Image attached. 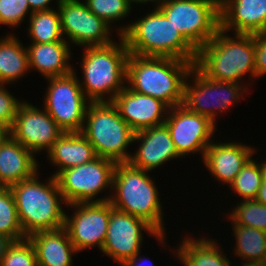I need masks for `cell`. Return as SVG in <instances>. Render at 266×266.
I'll return each mask as SVG.
<instances>
[{"mask_svg":"<svg viewBox=\"0 0 266 266\" xmlns=\"http://www.w3.org/2000/svg\"><path fill=\"white\" fill-rule=\"evenodd\" d=\"M195 62L129 54L126 81L131 90L161 100L169 108L183 104L186 78Z\"/></svg>","mask_w":266,"mask_h":266,"instance_id":"6da1fadb","label":"cell"},{"mask_svg":"<svg viewBox=\"0 0 266 266\" xmlns=\"http://www.w3.org/2000/svg\"><path fill=\"white\" fill-rule=\"evenodd\" d=\"M227 36L226 31L219 28L215 36L197 51L194 66L215 81L239 83L248 72L256 77L255 35L236 33L235 39Z\"/></svg>","mask_w":266,"mask_h":266,"instance_id":"7a4b0ae2","label":"cell"},{"mask_svg":"<svg viewBox=\"0 0 266 266\" xmlns=\"http://www.w3.org/2000/svg\"><path fill=\"white\" fill-rule=\"evenodd\" d=\"M129 54L195 62L197 50L158 9L119 30Z\"/></svg>","mask_w":266,"mask_h":266,"instance_id":"3957f363","label":"cell"},{"mask_svg":"<svg viewBox=\"0 0 266 266\" xmlns=\"http://www.w3.org/2000/svg\"><path fill=\"white\" fill-rule=\"evenodd\" d=\"M36 175L38 173L10 187L26 237L38 231L63 228L66 216L60 204L65 200L56 178L52 175L48 183L43 184Z\"/></svg>","mask_w":266,"mask_h":266,"instance_id":"277c9868","label":"cell"},{"mask_svg":"<svg viewBox=\"0 0 266 266\" xmlns=\"http://www.w3.org/2000/svg\"><path fill=\"white\" fill-rule=\"evenodd\" d=\"M120 40L118 46L113 42L85 48L82 59L84 85L80 83V86L89 102H111L126 87L123 82L127 77L129 50L122 36ZM105 94H109L108 100L104 99Z\"/></svg>","mask_w":266,"mask_h":266,"instance_id":"5b68a950","label":"cell"},{"mask_svg":"<svg viewBox=\"0 0 266 266\" xmlns=\"http://www.w3.org/2000/svg\"><path fill=\"white\" fill-rule=\"evenodd\" d=\"M147 173L129 163H117L112 184L116 194L109 202L113 208L143 219L158 234H164L159 193Z\"/></svg>","mask_w":266,"mask_h":266,"instance_id":"8992f818","label":"cell"},{"mask_svg":"<svg viewBox=\"0 0 266 266\" xmlns=\"http://www.w3.org/2000/svg\"><path fill=\"white\" fill-rule=\"evenodd\" d=\"M81 133L97 156L116 163H128L132 155L126 149L133 142L134 131L121 118L112 102H88Z\"/></svg>","mask_w":266,"mask_h":266,"instance_id":"52a82bcc","label":"cell"},{"mask_svg":"<svg viewBox=\"0 0 266 266\" xmlns=\"http://www.w3.org/2000/svg\"><path fill=\"white\" fill-rule=\"evenodd\" d=\"M158 9L197 51L220 28V0H167Z\"/></svg>","mask_w":266,"mask_h":266,"instance_id":"ba28073f","label":"cell"},{"mask_svg":"<svg viewBox=\"0 0 266 266\" xmlns=\"http://www.w3.org/2000/svg\"><path fill=\"white\" fill-rule=\"evenodd\" d=\"M116 162L97 156L92 161L60 171L56 176L65 203L107 202L108 198L93 200L107 187L112 188Z\"/></svg>","mask_w":266,"mask_h":266,"instance_id":"9c48e42d","label":"cell"},{"mask_svg":"<svg viewBox=\"0 0 266 266\" xmlns=\"http://www.w3.org/2000/svg\"><path fill=\"white\" fill-rule=\"evenodd\" d=\"M50 82L45 99V111L63 132H81L89 99L85 97L76 74L47 78Z\"/></svg>","mask_w":266,"mask_h":266,"instance_id":"30bf717a","label":"cell"},{"mask_svg":"<svg viewBox=\"0 0 266 266\" xmlns=\"http://www.w3.org/2000/svg\"><path fill=\"white\" fill-rule=\"evenodd\" d=\"M190 76H194L195 84L191 86L186 80L182 105L194 113L208 117L213 123L216 119V109L221 112L227 110L242 97L239 83L209 79L195 66L190 71Z\"/></svg>","mask_w":266,"mask_h":266,"instance_id":"8fae6325","label":"cell"},{"mask_svg":"<svg viewBox=\"0 0 266 266\" xmlns=\"http://www.w3.org/2000/svg\"><path fill=\"white\" fill-rule=\"evenodd\" d=\"M62 34L76 45L86 47L106 46L113 43L109 38V25L92 13L79 0H61L58 4Z\"/></svg>","mask_w":266,"mask_h":266,"instance_id":"7c38bea8","label":"cell"},{"mask_svg":"<svg viewBox=\"0 0 266 266\" xmlns=\"http://www.w3.org/2000/svg\"><path fill=\"white\" fill-rule=\"evenodd\" d=\"M142 229L163 243L164 234H158L146 221L113 208L102 248L103 253L122 265L128 258L139 253L143 240Z\"/></svg>","mask_w":266,"mask_h":266,"instance_id":"4fadbf2b","label":"cell"},{"mask_svg":"<svg viewBox=\"0 0 266 266\" xmlns=\"http://www.w3.org/2000/svg\"><path fill=\"white\" fill-rule=\"evenodd\" d=\"M69 205L78 209L65 216L64 228L77 252L94 245L102 251L113 206L109 201Z\"/></svg>","mask_w":266,"mask_h":266,"instance_id":"5bb4252c","label":"cell"},{"mask_svg":"<svg viewBox=\"0 0 266 266\" xmlns=\"http://www.w3.org/2000/svg\"><path fill=\"white\" fill-rule=\"evenodd\" d=\"M170 116L166 117L167 126L176 151L180 156L189 153L202 152L203 157L207 147L213 142L211 135L215 123L208 117L188 110L184 105L169 108Z\"/></svg>","mask_w":266,"mask_h":266,"instance_id":"9a60e30c","label":"cell"},{"mask_svg":"<svg viewBox=\"0 0 266 266\" xmlns=\"http://www.w3.org/2000/svg\"><path fill=\"white\" fill-rule=\"evenodd\" d=\"M8 133L32 153L43 149L47 152L64 133L55 120L44 110L30 103L22 102Z\"/></svg>","mask_w":266,"mask_h":266,"instance_id":"2e32d148","label":"cell"},{"mask_svg":"<svg viewBox=\"0 0 266 266\" xmlns=\"http://www.w3.org/2000/svg\"><path fill=\"white\" fill-rule=\"evenodd\" d=\"M111 102L134 132L164 124L166 117L162 118V115H166L164 112L169 109L161 100L135 92L127 86Z\"/></svg>","mask_w":266,"mask_h":266,"instance_id":"e0dca14e","label":"cell"},{"mask_svg":"<svg viewBox=\"0 0 266 266\" xmlns=\"http://www.w3.org/2000/svg\"><path fill=\"white\" fill-rule=\"evenodd\" d=\"M139 140V149L128 161L134 168L151 171L170 159L181 157L165 124L135 132L133 142Z\"/></svg>","mask_w":266,"mask_h":266,"instance_id":"ac0fdd59","label":"cell"},{"mask_svg":"<svg viewBox=\"0 0 266 266\" xmlns=\"http://www.w3.org/2000/svg\"><path fill=\"white\" fill-rule=\"evenodd\" d=\"M220 28L258 34L266 31V0H220Z\"/></svg>","mask_w":266,"mask_h":266,"instance_id":"d6986e66","label":"cell"},{"mask_svg":"<svg viewBox=\"0 0 266 266\" xmlns=\"http://www.w3.org/2000/svg\"><path fill=\"white\" fill-rule=\"evenodd\" d=\"M253 149L236 142L211 143L205 151L204 164L215 179L230 185L252 158Z\"/></svg>","mask_w":266,"mask_h":266,"instance_id":"ffe728a7","label":"cell"},{"mask_svg":"<svg viewBox=\"0 0 266 266\" xmlns=\"http://www.w3.org/2000/svg\"><path fill=\"white\" fill-rule=\"evenodd\" d=\"M37 166L33 153L8 133L0 143V187L30 179L37 174Z\"/></svg>","mask_w":266,"mask_h":266,"instance_id":"44dd1931","label":"cell"},{"mask_svg":"<svg viewBox=\"0 0 266 266\" xmlns=\"http://www.w3.org/2000/svg\"><path fill=\"white\" fill-rule=\"evenodd\" d=\"M33 244L37 266H71L77 252L66 229L38 231L27 237Z\"/></svg>","mask_w":266,"mask_h":266,"instance_id":"7402d4cb","label":"cell"},{"mask_svg":"<svg viewBox=\"0 0 266 266\" xmlns=\"http://www.w3.org/2000/svg\"><path fill=\"white\" fill-rule=\"evenodd\" d=\"M48 156L59 167L54 177L62 170L85 164L97 157L93 146L81 132H64L54 142Z\"/></svg>","mask_w":266,"mask_h":266,"instance_id":"603a6c76","label":"cell"},{"mask_svg":"<svg viewBox=\"0 0 266 266\" xmlns=\"http://www.w3.org/2000/svg\"><path fill=\"white\" fill-rule=\"evenodd\" d=\"M29 67L36 68L46 78L58 77L73 72L68 60L70 48L64 40L53 43H32L27 47Z\"/></svg>","mask_w":266,"mask_h":266,"instance_id":"cb8c5ba5","label":"cell"},{"mask_svg":"<svg viewBox=\"0 0 266 266\" xmlns=\"http://www.w3.org/2000/svg\"><path fill=\"white\" fill-rule=\"evenodd\" d=\"M14 36L0 39V84L17 81L29 68L28 50Z\"/></svg>","mask_w":266,"mask_h":266,"instance_id":"d4e9b609","label":"cell"},{"mask_svg":"<svg viewBox=\"0 0 266 266\" xmlns=\"http://www.w3.org/2000/svg\"><path fill=\"white\" fill-rule=\"evenodd\" d=\"M193 239V240H192ZM177 249L184 266H231L230 261L222 254L216 242L210 239H184Z\"/></svg>","mask_w":266,"mask_h":266,"instance_id":"484cf974","label":"cell"},{"mask_svg":"<svg viewBox=\"0 0 266 266\" xmlns=\"http://www.w3.org/2000/svg\"><path fill=\"white\" fill-rule=\"evenodd\" d=\"M234 225L236 237L235 254L246 260V264L266 265V232L253 227Z\"/></svg>","mask_w":266,"mask_h":266,"instance_id":"4316f807","label":"cell"},{"mask_svg":"<svg viewBox=\"0 0 266 266\" xmlns=\"http://www.w3.org/2000/svg\"><path fill=\"white\" fill-rule=\"evenodd\" d=\"M29 35L32 43H53L64 40L59 11L54 9L33 12L30 16Z\"/></svg>","mask_w":266,"mask_h":266,"instance_id":"83f0119b","label":"cell"},{"mask_svg":"<svg viewBox=\"0 0 266 266\" xmlns=\"http://www.w3.org/2000/svg\"><path fill=\"white\" fill-rule=\"evenodd\" d=\"M0 233L13 241L27 238L19 222L14 195L5 187H0Z\"/></svg>","mask_w":266,"mask_h":266,"instance_id":"f1b7e54d","label":"cell"},{"mask_svg":"<svg viewBox=\"0 0 266 266\" xmlns=\"http://www.w3.org/2000/svg\"><path fill=\"white\" fill-rule=\"evenodd\" d=\"M250 159L230 184L243 200H255L262 185L263 173L260 164Z\"/></svg>","mask_w":266,"mask_h":266,"instance_id":"f546056e","label":"cell"},{"mask_svg":"<svg viewBox=\"0 0 266 266\" xmlns=\"http://www.w3.org/2000/svg\"><path fill=\"white\" fill-rule=\"evenodd\" d=\"M233 224L253 227L266 232V205L256 200H243L232 211Z\"/></svg>","mask_w":266,"mask_h":266,"instance_id":"4dcf8cb0","label":"cell"},{"mask_svg":"<svg viewBox=\"0 0 266 266\" xmlns=\"http://www.w3.org/2000/svg\"><path fill=\"white\" fill-rule=\"evenodd\" d=\"M88 9L104 20L108 25L111 22L127 17L130 13V0H85Z\"/></svg>","mask_w":266,"mask_h":266,"instance_id":"1f68e13d","label":"cell"},{"mask_svg":"<svg viewBox=\"0 0 266 266\" xmlns=\"http://www.w3.org/2000/svg\"><path fill=\"white\" fill-rule=\"evenodd\" d=\"M1 266H37L36 252L30 240L13 241L7 248Z\"/></svg>","mask_w":266,"mask_h":266,"instance_id":"d6a6232c","label":"cell"},{"mask_svg":"<svg viewBox=\"0 0 266 266\" xmlns=\"http://www.w3.org/2000/svg\"><path fill=\"white\" fill-rule=\"evenodd\" d=\"M29 10L27 0H0V24L18 26Z\"/></svg>","mask_w":266,"mask_h":266,"instance_id":"836d02e7","label":"cell"},{"mask_svg":"<svg viewBox=\"0 0 266 266\" xmlns=\"http://www.w3.org/2000/svg\"><path fill=\"white\" fill-rule=\"evenodd\" d=\"M21 103L0 84V127L11 129Z\"/></svg>","mask_w":266,"mask_h":266,"instance_id":"e575fe53","label":"cell"},{"mask_svg":"<svg viewBox=\"0 0 266 266\" xmlns=\"http://www.w3.org/2000/svg\"><path fill=\"white\" fill-rule=\"evenodd\" d=\"M255 35L254 62L256 77L266 74V31Z\"/></svg>","mask_w":266,"mask_h":266,"instance_id":"d590c367","label":"cell"},{"mask_svg":"<svg viewBox=\"0 0 266 266\" xmlns=\"http://www.w3.org/2000/svg\"><path fill=\"white\" fill-rule=\"evenodd\" d=\"M28 4L31 9V13L36 11H45V10H51L49 6H47L51 0H27ZM61 2V0H58V4Z\"/></svg>","mask_w":266,"mask_h":266,"instance_id":"8d00e7d4","label":"cell"},{"mask_svg":"<svg viewBox=\"0 0 266 266\" xmlns=\"http://www.w3.org/2000/svg\"><path fill=\"white\" fill-rule=\"evenodd\" d=\"M13 243V240L8 236L0 233V266L1 262L5 256L7 248Z\"/></svg>","mask_w":266,"mask_h":266,"instance_id":"74e56055","label":"cell"},{"mask_svg":"<svg viewBox=\"0 0 266 266\" xmlns=\"http://www.w3.org/2000/svg\"><path fill=\"white\" fill-rule=\"evenodd\" d=\"M257 202L266 205V180L262 181V185L258 191L257 197L255 198Z\"/></svg>","mask_w":266,"mask_h":266,"instance_id":"f35d334b","label":"cell"},{"mask_svg":"<svg viewBox=\"0 0 266 266\" xmlns=\"http://www.w3.org/2000/svg\"><path fill=\"white\" fill-rule=\"evenodd\" d=\"M139 258V253H137L134 257L128 258L123 264L122 266H142L139 263H142L140 261L144 260L142 259H138ZM140 260V261H139ZM138 262V263H137ZM143 264V263H142Z\"/></svg>","mask_w":266,"mask_h":266,"instance_id":"ab89813d","label":"cell"},{"mask_svg":"<svg viewBox=\"0 0 266 266\" xmlns=\"http://www.w3.org/2000/svg\"><path fill=\"white\" fill-rule=\"evenodd\" d=\"M150 2V1H153V2H157V3H159L158 5H157V7L156 8H159L162 4H164L167 0H130V2H136V3H146V2Z\"/></svg>","mask_w":266,"mask_h":266,"instance_id":"60d3db41","label":"cell"},{"mask_svg":"<svg viewBox=\"0 0 266 266\" xmlns=\"http://www.w3.org/2000/svg\"><path fill=\"white\" fill-rule=\"evenodd\" d=\"M8 134V131L2 127H0V143L4 139V137Z\"/></svg>","mask_w":266,"mask_h":266,"instance_id":"b9f144b4","label":"cell"},{"mask_svg":"<svg viewBox=\"0 0 266 266\" xmlns=\"http://www.w3.org/2000/svg\"><path fill=\"white\" fill-rule=\"evenodd\" d=\"M260 166L263 173V180H266V161H264V163H260Z\"/></svg>","mask_w":266,"mask_h":266,"instance_id":"7bdbcfd3","label":"cell"},{"mask_svg":"<svg viewBox=\"0 0 266 266\" xmlns=\"http://www.w3.org/2000/svg\"><path fill=\"white\" fill-rule=\"evenodd\" d=\"M242 266H260V265H254V264H246V263H244V264H242Z\"/></svg>","mask_w":266,"mask_h":266,"instance_id":"ee69618b","label":"cell"}]
</instances>
